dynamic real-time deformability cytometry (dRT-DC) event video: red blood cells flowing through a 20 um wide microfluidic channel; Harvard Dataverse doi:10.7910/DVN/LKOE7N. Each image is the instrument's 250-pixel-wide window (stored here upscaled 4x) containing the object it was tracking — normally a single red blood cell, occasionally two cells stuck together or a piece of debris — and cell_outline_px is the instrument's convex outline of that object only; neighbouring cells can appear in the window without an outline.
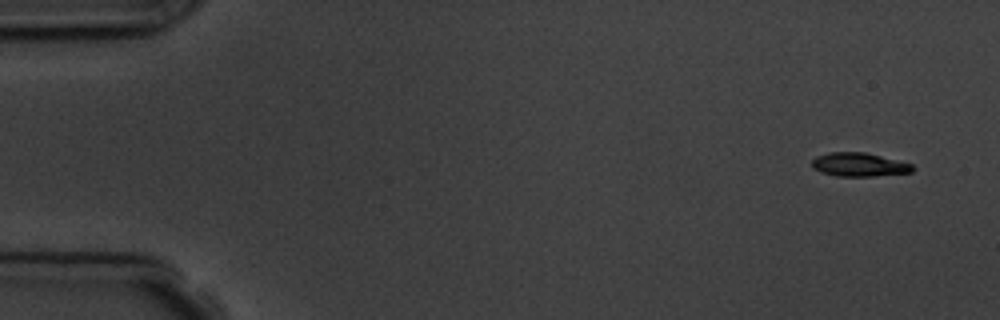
{"species": "common noctule bat (a hibernating species)", "species_latin": "Nyctalus noctula", "temperature_condition": "room temperature", "stored_images_in_passage": 4, "camera_frame_rate_fps": 3000, "um_per_image_px": 0.085, "animal": {"sex": "male", "body_mass_g": 19.5, "forearm_length_mm": 54.6}, "frame": {"image": 1, "passage_image": 1, "time_ms": 0.0, "image_size_px": [1000, 320], "cell_outline_px": [[916, 168], [912, 172], [872, 176], [836, 176], [820, 172], [812, 168], [812, 160], [816, 156], [828, 152], [864, 152], [912, 164]], "centroid_in_image_um": [72.99, 13.99], "position_along_channel_um": 12.0, "area_um2": 13.87}}